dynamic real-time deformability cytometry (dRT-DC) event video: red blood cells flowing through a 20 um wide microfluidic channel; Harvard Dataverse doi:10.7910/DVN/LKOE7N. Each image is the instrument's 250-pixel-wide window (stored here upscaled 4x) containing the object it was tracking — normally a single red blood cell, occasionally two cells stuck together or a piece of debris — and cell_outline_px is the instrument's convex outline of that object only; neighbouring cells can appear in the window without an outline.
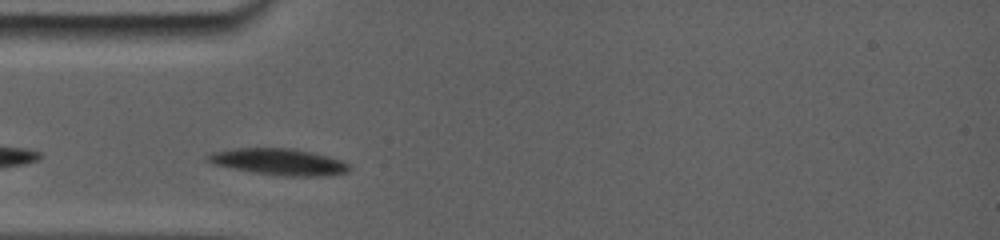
{"species": "common noctule bat (a hibernating species)", "species_latin": "Nyctalus noctula", "temperature_condition": "room temperature", "stored_images_in_passage": 30, "camera_frame_rate_fps": 5000, "um_per_image_px": 0.085, "animal": {"sex": "female", "body_mass_g": 19.0, "forearm_length_mm": 56.7}, "frame": {"image": 1, "passage_image": 1, "time_ms": 0.0, "image_size_px": [1000, 240], "cell_outline_px": [[352, 168], [348, 172], [328, 176], [280, 176], [252, 172], [212, 164], [204, 156], [212, 152], [240, 148], [280, 148], [308, 152], [328, 156], [340, 160], [348, 164]], "centroid_in_image_um": [23.7, 13.77], "position_along_channel_um": 61.3, "area_um2": 21.62}}
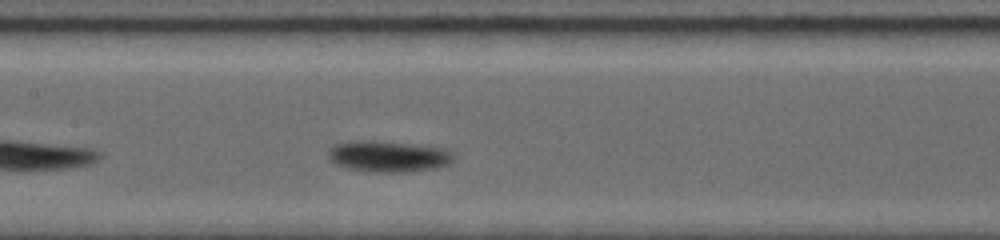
{"frame": {"image": 2, "passage_image": 9, "time_ms": 3.2, "image_size_px": [1000, 240], "cell_outline_px": [[452, 160], [448, 164], [436, 168], [400, 172], [364, 172], [348, 168], [336, 164], [328, 156], [328, 152], [332, 148], [340, 144], [400, 144], [436, 148], [448, 152], [452, 156]], "centroid_in_image_um": [33.01, 13.39], "position_along_channel_um": 174.4, "area_um2": 20.69}}
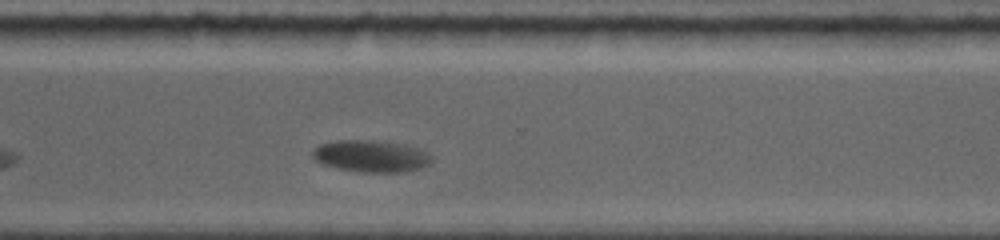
{"frame": {"image": 3, "passage_image": 24, "time_ms": 7.8, "image_size_px": [1000, 240], "cell_outline_px": [[432, 160], [428, 164], [420, 168], [404, 172], [364, 172], [340, 168], [324, 164], [316, 160], [312, 156], [312, 152], [320, 144], [336, 140], [376, 140], [404, 144], [420, 148], [428, 152], [432, 156]], "centroid_in_image_um": [31.59, 13.25], "position_along_channel_um": 339.0, "area_um2": 22.08}, "authors_computed_cell_mechanics": {"area_um2": 21.8195, "velocity_mm_per_s": 3.5684, "shape_relaxation_time_tau1_ms": 4.8695, "shape_relaxation_time_tau2_ms": null, "deformation_change_tau1": 0.1035, "deformation_change_tau2": null}}